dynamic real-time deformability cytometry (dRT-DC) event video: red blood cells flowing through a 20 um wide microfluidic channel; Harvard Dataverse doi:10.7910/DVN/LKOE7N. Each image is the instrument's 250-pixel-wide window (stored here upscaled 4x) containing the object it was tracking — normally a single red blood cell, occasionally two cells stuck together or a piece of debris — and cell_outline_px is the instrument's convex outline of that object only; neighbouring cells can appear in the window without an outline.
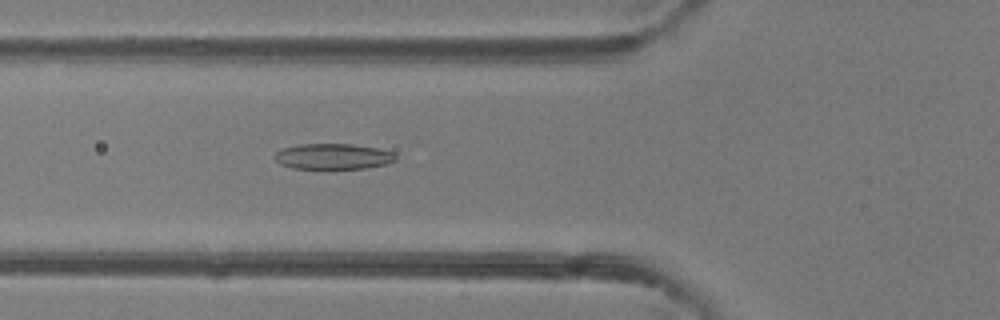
{"species": "common noctule bat (a hibernating species)", "species_latin": "Nyctalus noctula", "temperature_condition": "room temperature", "stored_images_in_passage": 44, "camera_frame_rate_fps": 3000, "um_per_image_px": 0.085, "animal": {"sex": "female"}, "frame": {"image": 1, "passage_image": 13, "time_ms": 4.0, "image_size_px": [1000, 320], "cell_outline_px": [[396, 160], [388, 164], [368, 168], [332, 172], [328, 172], [292, 168], [280, 164], [276, 160], [276, 152], [284, 148], [300, 144], [352, 144], [376, 148], [392, 152], [396, 156]], "centroid_in_image_um": [28.33, 13.36], "position_along_channel_um": 97.5, "area_um2": 19.07}}
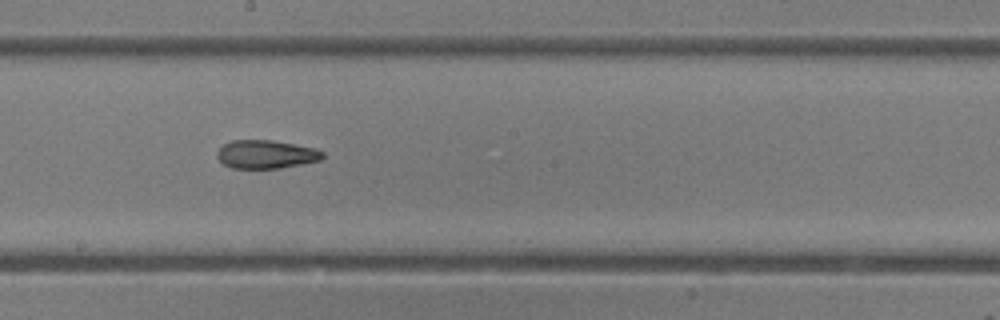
{"frame": {"image": 2, "passage_image": 22, "time_ms": 7.0, "image_size_px": [1000, 320], "cell_outline_px": [[324, 156], [320, 160], [280, 168], [232, 168], [224, 164], [216, 156], [216, 152], [224, 144], [232, 140], [272, 140], [316, 148], [324, 152]], "centroid_in_image_um": [22.61, 13.11], "position_along_channel_um": 225.6, "area_um2": 17.4}}
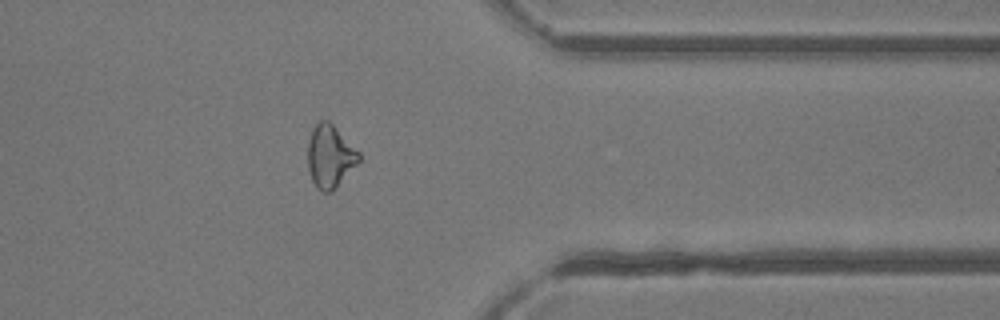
{"frame": {"image": 3, "passage_image": 34, "time_ms": 11.0, "image_size_px": [1000, 320], "cell_outline_px": [[360, 160], [336, 188], [332, 192], [320, 192], [316, 188], [312, 180], [308, 168], [308, 140], [312, 128], [320, 120], [328, 120], [360, 152]], "centroid_in_image_um": [28.04, 13.3], "position_along_channel_um": 383.4, "area_um2": 18.73}, "authors_computed_cell_mechanics": {"area_um2": 19.1029, "velocity_mm_per_s": 4.2336, "shape_relaxation_time_tau1_ms": null, "shape_relaxation_time_tau2_ms": 3.2685, "deformation_change_tau1": null, "deformation_change_tau2": 0.1163}}